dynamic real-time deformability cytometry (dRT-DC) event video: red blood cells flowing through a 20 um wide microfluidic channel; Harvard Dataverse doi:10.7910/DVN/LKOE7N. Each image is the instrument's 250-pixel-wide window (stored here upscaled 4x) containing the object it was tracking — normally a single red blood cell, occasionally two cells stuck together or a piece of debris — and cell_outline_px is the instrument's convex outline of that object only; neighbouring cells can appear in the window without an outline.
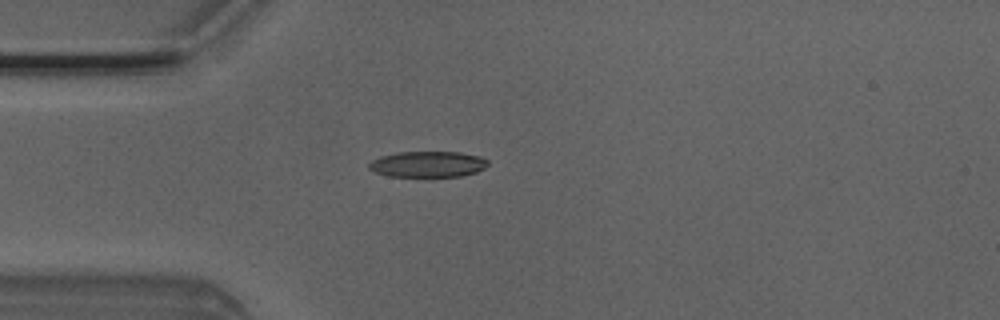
{"species": "Egyptian fruit bat (a non-hibernating species)", "species_latin": "Rousettus aegyptiacus", "temperature_condition": "room temperature", "stored_images_in_passage": 4, "camera_frame_rate_fps": 3000, "um_per_image_px": 0.085, "animal": {"sex": "male"}, "frame": {"image": 1, "passage_image": 3, "time_ms": 0.667, "image_size_px": [1000, 320], "cell_outline_px": [[488, 164], [484, 168], [476, 172], [460, 176], [388, 176], [376, 172], [368, 168], [368, 164], [372, 160], [380, 156], [396, 152], [460, 152], [480, 156], [488, 160]], "centroid_in_image_um": [36.36, 13.95], "position_along_channel_um": 48.6, "area_um2": 17.92}}